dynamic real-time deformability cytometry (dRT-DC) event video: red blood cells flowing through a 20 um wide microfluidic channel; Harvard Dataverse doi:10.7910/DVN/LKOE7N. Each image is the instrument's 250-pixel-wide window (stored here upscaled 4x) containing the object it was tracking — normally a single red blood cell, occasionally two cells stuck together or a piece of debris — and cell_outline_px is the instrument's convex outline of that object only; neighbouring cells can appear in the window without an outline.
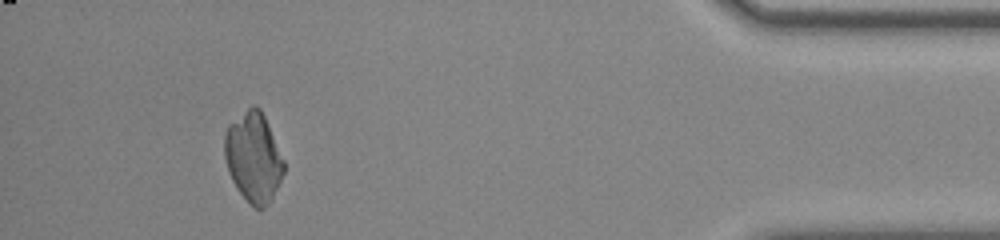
{"species": "common noctule bat (a hibernating species)", "species_latin": "Nyctalus noctula", "temperature_condition": "room temperature", "stored_images_in_passage": 37, "camera_frame_rate_fps": 3000, "um_per_image_px": 0.085, "animal": {"sex": "male", "body_mass_g": 20.0, "forearm_length_mm": 53.3}, "frame": {"image": 1, "passage_image": 33, "time_ms": 10.667, "image_size_px": [1000, 240], "cell_outline_px": [[284, 172], [272, 200], [264, 208], [256, 208], [240, 192], [232, 180], [228, 172], [224, 156], [224, 136], [228, 124], [252, 104], [256, 104], [260, 108], [264, 116], [284, 160]], "centroid_in_image_um": [21.53, 13.34], "position_along_channel_um": 413.7, "area_um2": 30.87}}